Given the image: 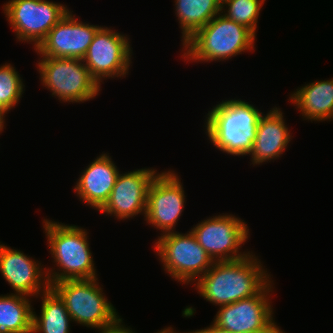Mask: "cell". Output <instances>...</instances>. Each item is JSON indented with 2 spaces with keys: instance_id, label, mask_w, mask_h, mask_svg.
<instances>
[{
  "instance_id": "484cf974",
  "label": "cell",
  "mask_w": 333,
  "mask_h": 333,
  "mask_svg": "<svg viewBox=\"0 0 333 333\" xmlns=\"http://www.w3.org/2000/svg\"><path fill=\"white\" fill-rule=\"evenodd\" d=\"M283 332L284 331H282L281 328H279V326H277L276 322H274L271 326H269L265 330H258V331L249 332V333H283Z\"/></svg>"
},
{
  "instance_id": "7a4b0ae2",
  "label": "cell",
  "mask_w": 333,
  "mask_h": 333,
  "mask_svg": "<svg viewBox=\"0 0 333 333\" xmlns=\"http://www.w3.org/2000/svg\"><path fill=\"white\" fill-rule=\"evenodd\" d=\"M263 113L243 100H225L213 106L205 120V133L215 148L233 156L249 155Z\"/></svg>"
},
{
  "instance_id": "ffe728a7",
  "label": "cell",
  "mask_w": 333,
  "mask_h": 333,
  "mask_svg": "<svg viewBox=\"0 0 333 333\" xmlns=\"http://www.w3.org/2000/svg\"><path fill=\"white\" fill-rule=\"evenodd\" d=\"M175 14L181 27L184 44L198 30L221 13L216 0H175Z\"/></svg>"
},
{
  "instance_id": "d4e9b609",
  "label": "cell",
  "mask_w": 333,
  "mask_h": 333,
  "mask_svg": "<svg viewBox=\"0 0 333 333\" xmlns=\"http://www.w3.org/2000/svg\"><path fill=\"white\" fill-rule=\"evenodd\" d=\"M188 333H231V332L221 327H218L212 322V325H210L209 327L200 330H195L192 332L190 331Z\"/></svg>"
},
{
  "instance_id": "4fadbf2b",
  "label": "cell",
  "mask_w": 333,
  "mask_h": 333,
  "mask_svg": "<svg viewBox=\"0 0 333 333\" xmlns=\"http://www.w3.org/2000/svg\"><path fill=\"white\" fill-rule=\"evenodd\" d=\"M155 169L142 168L119 173L108 201L99 210L126 220L138 214L146 215L149 187L158 174Z\"/></svg>"
},
{
  "instance_id": "7402d4cb",
  "label": "cell",
  "mask_w": 333,
  "mask_h": 333,
  "mask_svg": "<svg viewBox=\"0 0 333 333\" xmlns=\"http://www.w3.org/2000/svg\"><path fill=\"white\" fill-rule=\"evenodd\" d=\"M265 1L230 0L221 7V13L224 12L226 18L247 27L256 35L258 17Z\"/></svg>"
},
{
  "instance_id": "6da1fadb",
  "label": "cell",
  "mask_w": 333,
  "mask_h": 333,
  "mask_svg": "<svg viewBox=\"0 0 333 333\" xmlns=\"http://www.w3.org/2000/svg\"><path fill=\"white\" fill-rule=\"evenodd\" d=\"M252 254L234 261H214L195 282L200 296L219 307L258 294L272 279Z\"/></svg>"
},
{
  "instance_id": "cb8c5ba5",
  "label": "cell",
  "mask_w": 333,
  "mask_h": 333,
  "mask_svg": "<svg viewBox=\"0 0 333 333\" xmlns=\"http://www.w3.org/2000/svg\"><path fill=\"white\" fill-rule=\"evenodd\" d=\"M123 320L121 319L116 325L107 328L103 332L100 333H135L131 328L126 327L125 325H122Z\"/></svg>"
},
{
  "instance_id": "7c38bea8",
  "label": "cell",
  "mask_w": 333,
  "mask_h": 333,
  "mask_svg": "<svg viewBox=\"0 0 333 333\" xmlns=\"http://www.w3.org/2000/svg\"><path fill=\"white\" fill-rule=\"evenodd\" d=\"M270 281L258 294L219 307L213 323L231 333H249L265 330L275 321L270 301Z\"/></svg>"
},
{
  "instance_id": "5bb4252c",
  "label": "cell",
  "mask_w": 333,
  "mask_h": 333,
  "mask_svg": "<svg viewBox=\"0 0 333 333\" xmlns=\"http://www.w3.org/2000/svg\"><path fill=\"white\" fill-rule=\"evenodd\" d=\"M102 26L79 21L71 11L48 33L35 49L41 57L82 60L96 32Z\"/></svg>"
},
{
  "instance_id": "d6986e66",
  "label": "cell",
  "mask_w": 333,
  "mask_h": 333,
  "mask_svg": "<svg viewBox=\"0 0 333 333\" xmlns=\"http://www.w3.org/2000/svg\"><path fill=\"white\" fill-rule=\"evenodd\" d=\"M40 297L41 314L33 311L32 333H70L72 320L60 296L49 287Z\"/></svg>"
},
{
  "instance_id": "52a82bcc",
  "label": "cell",
  "mask_w": 333,
  "mask_h": 333,
  "mask_svg": "<svg viewBox=\"0 0 333 333\" xmlns=\"http://www.w3.org/2000/svg\"><path fill=\"white\" fill-rule=\"evenodd\" d=\"M188 232L166 233L159 236L154 244V251L164 270L183 284L196 282L214 263L192 232Z\"/></svg>"
},
{
  "instance_id": "8992f818",
  "label": "cell",
  "mask_w": 333,
  "mask_h": 333,
  "mask_svg": "<svg viewBox=\"0 0 333 333\" xmlns=\"http://www.w3.org/2000/svg\"><path fill=\"white\" fill-rule=\"evenodd\" d=\"M37 63L41 83L62 102L94 99L101 86L80 59L41 57Z\"/></svg>"
},
{
  "instance_id": "3957f363",
  "label": "cell",
  "mask_w": 333,
  "mask_h": 333,
  "mask_svg": "<svg viewBox=\"0 0 333 333\" xmlns=\"http://www.w3.org/2000/svg\"><path fill=\"white\" fill-rule=\"evenodd\" d=\"M43 222L50 254L60 268L57 269L59 272L55 268L46 269L49 285L65 280L97 278L87 230L48 219Z\"/></svg>"
},
{
  "instance_id": "ba28073f",
  "label": "cell",
  "mask_w": 333,
  "mask_h": 333,
  "mask_svg": "<svg viewBox=\"0 0 333 333\" xmlns=\"http://www.w3.org/2000/svg\"><path fill=\"white\" fill-rule=\"evenodd\" d=\"M3 6L17 40L34 42V50L70 11L66 5L48 0H9Z\"/></svg>"
},
{
  "instance_id": "83f0119b",
  "label": "cell",
  "mask_w": 333,
  "mask_h": 333,
  "mask_svg": "<svg viewBox=\"0 0 333 333\" xmlns=\"http://www.w3.org/2000/svg\"><path fill=\"white\" fill-rule=\"evenodd\" d=\"M157 333H180L179 331L177 332L176 330L174 331V328L170 327H166L163 330H160ZM185 333V332H184ZM187 333V332H186Z\"/></svg>"
},
{
  "instance_id": "9c48e42d",
  "label": "cell",
  "mask_w": 333,
  "mask_h": 333,
  "mask_svg": "<svg viewBox=\"0 0 333 333\" xmlns=\"http://www.w3.org/2000/svg\"><path fill=\"white\" fill-rule=\"evenodd\" d=\"M190 231L213 261H234L250 254L240 251L249 237L248 226L234 215L209 217Z\"/></svg>"
},
{
  "instance_id": "4316f807",
  "label": "cell",
  "mask_w": 333,
  "mask_h": 333,
  "mask_svg": "<svg viewBox=\"0 0 333 333\" xmlns=\"http://www.w3.org/2000/svg\"><path fill=\"white\" fill-rule=\"evenodd\" d=\"M5 114H7V112L5 110H3L2 108H0V133L3 131L4 129V122H5Z\"/></svg>"
},
{
  "instance_id": "2e32d148",
  "label": "cell",
  "mask_w": 333,
  "mask_h": 333,
  "mask_svg": "<svg viewBox=\"0 0 333 333\" xmlns=\"http://www.w3.org/2000/svg\"><path fill=\"white\" fill-rule=\"evenodd\" d=\"M118 170L111 157L103 153L83 170L74 192L81 201L99 211L110 197Z\"/></svg>"
},
{
  "instance_id": "277c9868",
  "label": "cell",
  "mask_w": 333,
  "mask_h": 333,
  "mask_svg": "<svg viewBox=\"0 0 333 333\" xmlns=\"http://www.w3.org/2000/svg\"><path fill=\"white\" fill-rule=\"evenodd\" d=\"M256 36L220 13L182 44L185 51L182 58L194 62L228 60L242 52L254 51Z\"/></svg>"
},
{
  "instance_id": "603a6c76",
  "label": "cell",
  "mask_w": 333,
  "mask_h": 333,
  "mask_svg": "<svg viewBox=\"0 0 333 333\" xmlns=\"http://www.w3.org/2000/svg\"><path fill=\"white\" fill-rule=\"evenodd\" d=\"M22 78L12 64L0 66V108L9 112L20 101L24 93Z\"/></svg>"
},
{
  "instance_id": "9a60e30c",
  "label": "cell",
  "mask_w": 333,
  "mask_h": 333,
  "mask_svg": "<svg viewBox=\"0 0 333 333\" xmlns=\"http://www.w3.org/2000/svg\"><path fill=\"white\" fill-rule=\"evenodd\" d=\"M40 266L22 251L0 243V272L15 294L37 297L50 287L46 268Z\"/></svg>"
},
{
  "instance_id": "30bf717a",
  "label": "cell",
  "mask_w": 333,
  "mask_h": 333,
  "mask_svg": "<svg viewBox=\"0 0 333 333\" xmlns=\"http://www.w3.org/2000/svg\"><path fill=\"white\" fill-rule=\"evenodd\" d=\"M129 43L127 35L108 27L102 26L96 32L82 61L99 85L105 78H122L128 74L132 56Z\"/></svg>"
},
{
  "instance_id": "ac0fdd59",
  "label": "cell",
  "mask_w": 333,
  "mask_h": 333,
  "mask_svg": "<svg viewBox=\"0 0 333 333\" xmlns=\"http://www.w3.org/2000/svg\"><path fill=\"white\" fill-rule=\"evenodd\" d=\"M289 100L308 121L333 120V79L306 84L296 89Z\"/></svg>"
},
{
  "instance_id": "8fae6325",
  "label": "cell",
  "mask_w": 333,
  "mask_h": 333,
  "mask_svg": "<svg viewBox=\"0 0 333 333\" xmlns=\"http://www.w3.org/2000/svg\"><path fill=\"white\" fill-rule=\"evenodd\" d=\"M173 170L156 175L147 198L145 221L158 230L160 235L174 232L185 206V192L181 179Z\"/></svg>"
},
{
  "instance_id": "f1b7e54d",
  "label": "cell",
  "mask_w": 333,
  "mask_h": 333,
  "mask_svg": "<svg viewBox=\"0 0 333 333\" xmlns=\"http://www.w3.org/2000/svg\"><path fill=\"white\" fill-rule=\"evenodd\" d=\"M228 1H230V0H216V2L219 4L220 7H222Z\"/></svg>"
},
{
  "instance_id": "e0dca14e",
  "label": "cell",
  "mask_w": 333,
  "mask_h": 333,
  "mask_svg": "<svg viewBox=\"0 0 333 333\" xmlns=\"http://www.w3.org/2000/svg\"><path fill=\"white\" fill-rule=\"evenodd\" d=\"M290 132L279 107L272 108L266 115L262 114L253 148L249 153L252 164L260 165L279 158L291 141Z\"/></svg>"
},
{
  "instance_id": "5b68a950",
  "label": "cell",
  "mask_w": 333,
  "mask_h": 333,
  "mask_svg": "<svg viewBox=\"0 0 333 333\" xmlns=\"http://www.w3.org/2000/svg\"><path fill=\"white\" fill-rule=\"evenodd\" d=\"M97 279L59 281L50 287L63 300L72 322L103 332L122 318L102 293Z\"/></svg>"
},
{
  "instance_id": "44dd1931",
  "label": "cell",
  "mask_w": 333,
  "mask_h": 333,
  "mask_svg": "<svg viewBox=\"0 0 333 333\" xmlns=\"http://www.w3.org/2000/svg\"><path fill=\"white\" fill-rule=\"evenodd\" d=\"M28 296L0 295V333H32L33 310Z\"/></svg>"
}]
</instances>
